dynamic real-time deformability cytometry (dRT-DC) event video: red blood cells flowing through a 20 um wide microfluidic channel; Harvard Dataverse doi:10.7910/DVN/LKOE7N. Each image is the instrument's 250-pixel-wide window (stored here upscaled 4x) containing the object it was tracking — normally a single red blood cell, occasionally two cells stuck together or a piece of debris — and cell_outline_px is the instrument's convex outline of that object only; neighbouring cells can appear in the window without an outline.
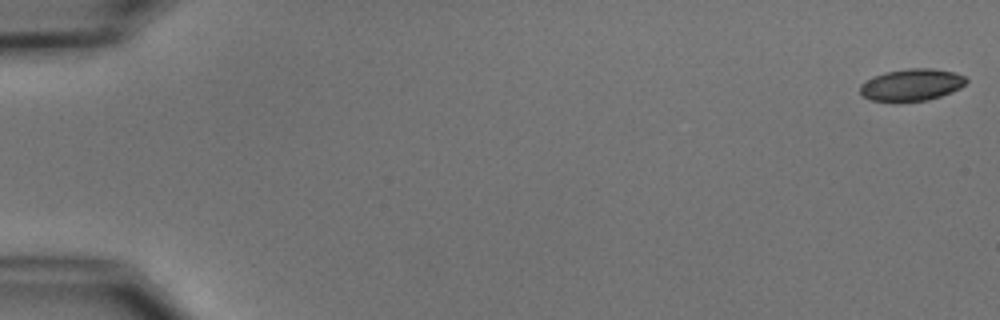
{"species": "common noctule bat (a hibernating species)", "species_latin": "Nyctalus noctula", "temperature_condition": "cold", "stored_images_in_passage": 54, "camera_frame_rate_fps": 3000, "um_per_image_px": 0.085, "animal": {"sex": "male", "body_mass_g": 15.6}, "frame": {"image": 1, "passage_image": 1, "time_ms": 0.0, "image_size_px": [1000, 320], "cell_outline_px": [[968, 80], [960, 88], [952, 92], [928, 100], [900, 104], [872, 100], [864, 96], [860, 92], [860, 84], [884, 72], [908, 68], [932, 68], [956, 72], [964, 76]], "centroid_in_image_um": [77.49, 7.24], "position_along_channel_um": 7.5, "area_um2": 20.23}}
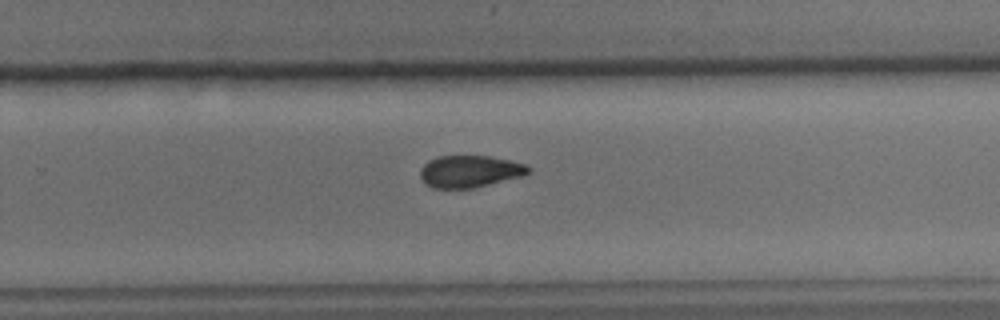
{"frame": {"image": 2, "passage_image": 36, "time_ms": 11.667, "image_size_px": [1000, 320], "cell_outline_px": [[532, 172], [520, 176], [472, 188], [432, 188], [420, 176], [420, 168], [428, 160], [436, 156], [488, 156], [528, 164], [532, 168]], "centroid_in_image_um": [39.94, 14.55], "position_along_channel_um": 289.9, "area_um2": 20.06}}
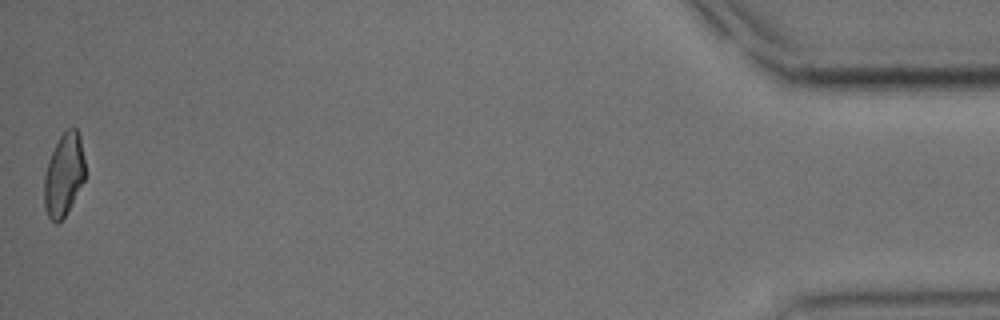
{"frame": {"image": 3, "passage_image": 54, "time_ms": 17.667, "image_size_px": [1000, 320], "cell_outline_px": [[84, 180], [64, 216], [56, 224], [48, 216], [44, 208], [44, 176], [48, 160], [60, 136], [68, 128], [76, 128], [80, 132], [84, 160]], "centroid_in_image_um": [5.41, 14.83], "position_along_channel_um": 429.8, "area_um2": 19.48}, "authors_computed_cell_mechanics": {"area_um2": 20.9525, "velocity_mm_per_s": 3.7625, "shape_relaxation_time_tau1_ms": 6.1344, "shape_relaxation_time_tau2_ms": 4.3895, "deformation_change_tau1": 0.1469, "deformation_change_tau2": 0.1065}}